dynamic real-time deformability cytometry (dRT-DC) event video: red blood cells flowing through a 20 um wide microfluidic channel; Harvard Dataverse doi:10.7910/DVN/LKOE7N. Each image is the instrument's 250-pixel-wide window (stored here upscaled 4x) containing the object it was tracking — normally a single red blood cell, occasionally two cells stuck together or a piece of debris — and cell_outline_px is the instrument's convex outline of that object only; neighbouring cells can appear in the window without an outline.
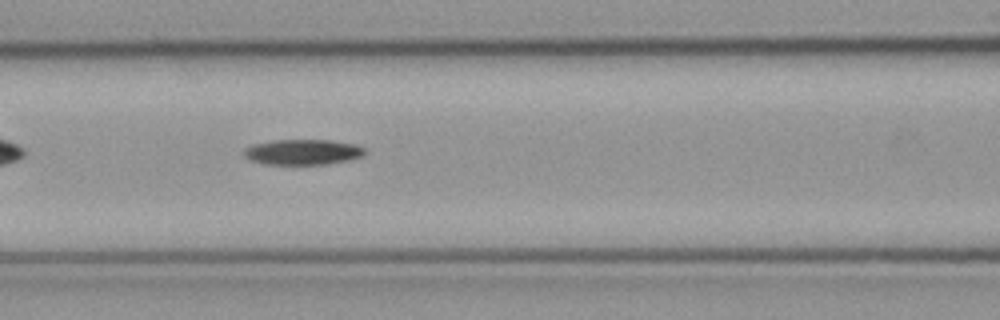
{"species": "common noctule bat (a hibernating species)", "species_latin": "Nyctalus noctula", "temperature_condition": "cold", "stored_images_in_passage": 31, "camera_frame_rate_fps": 3000, "um_per_image_px": 0.085, "animal": {"sex": "male", "body_mass_g": 23.1, "forearm_length_mm": 52.7}, "frame": {"image": 1, "passage_image": 9, "time_ms": 2.667, "image_size_px": [1000, 320], "cell_outline_px": [[364, 152], [360, 156], [348, 160], [324, 164], [264, 164], [252, 160], [244, 156], [244, 148], [252, 144], [276, 140], [328, 140], [356, 144], [364, 148]], "centroid_in_image_um": [25.7, 12.91], "position_along_channel_um": 140.9, "area_um2": 17.69}}
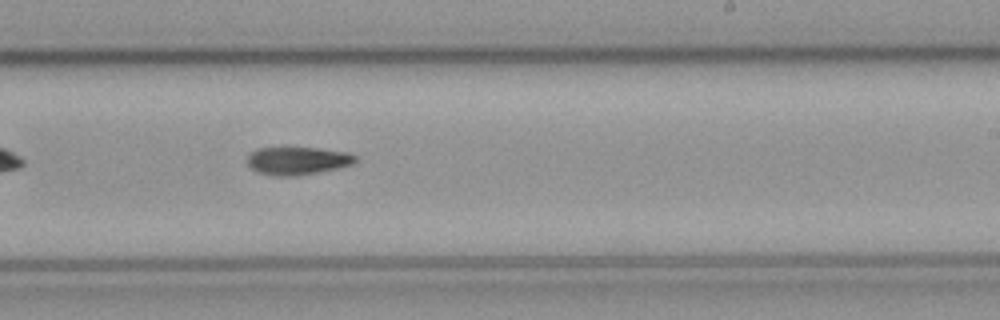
{"frame": {"image": 2, "passage_image": 19, "time_ms": 6.0, "image_size_px": [1000, 320], "cell_outline_px": [[356, 160], [352, 164], [336, 168], [296, 176], [272, 176], [256, 172], [248, 164], [248, 156], [256, 148], [316, 148], [348, 152], [356, 156]], "centroid_in_image_um": [25.26, 13.67], "position_along_channel_um": 263.7, "area_um2": 17.4}}
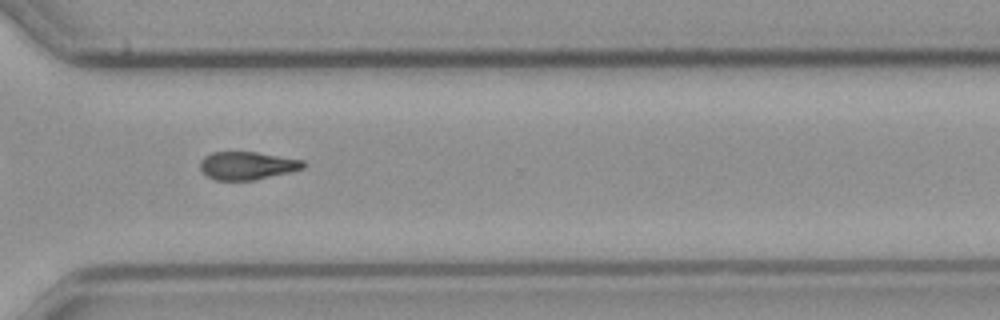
{"frame": {"image": 3, "passage_image": 26, "time_ms": 8.333, "image_size_px": [1000, 320], "cell_outline_px": [[304, 168], [288, 172], [252, 180], [216, 180], [208, 176], [200, 168], [200, 160], [204, 156], [212, 152], [256, 152], [304, 160]], "centroid_in_image_um": [20.98, 14.06], "position_along_channel_um": 349.6, "area_um2": 16.59}}